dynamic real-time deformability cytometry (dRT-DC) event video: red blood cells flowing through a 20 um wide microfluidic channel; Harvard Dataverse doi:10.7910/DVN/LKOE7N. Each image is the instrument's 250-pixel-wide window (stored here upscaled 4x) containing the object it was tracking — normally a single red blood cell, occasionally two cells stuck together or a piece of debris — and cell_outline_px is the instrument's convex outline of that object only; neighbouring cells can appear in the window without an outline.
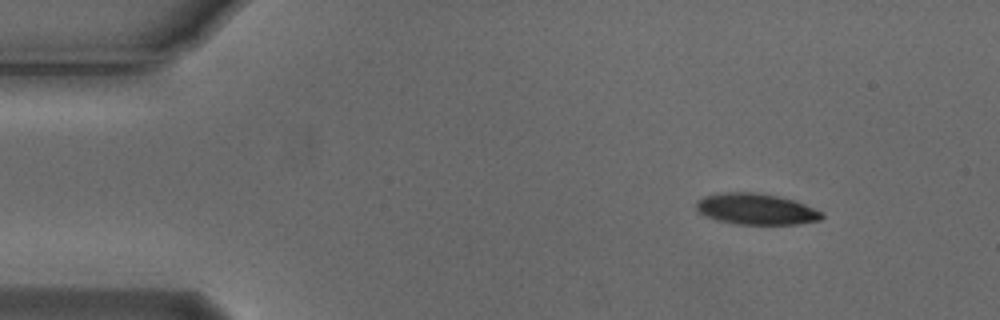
{"species": "Egyptian fruit bat (a non-hibernating species)", "species_latin": "Rousettus aegyptiacus", "temperature_condition": "cold", "stored_images_in_passage": 3, "camera_frame_rate_fps": 3000, "um_per_image_px": 0.085, "animal": {"sex": "male"}, "frame": {"image": 1, "passage_image": 1, "time_ms": 0.0, "image_size_px": [1000, 320], "cell_outline_px": [[824, 216], [820, 220], [796, 224], [736, 224], [716, 220], [700, 212], [696, 208], [696, 200], [704, 196], [716, 192], [760, 192], [780, 196], [796, 200], [820, 212]], "centroid_in_image_um": [64.24, 17.75], "position_along_channel_um": 20.8, "area_um2": 22.89}}